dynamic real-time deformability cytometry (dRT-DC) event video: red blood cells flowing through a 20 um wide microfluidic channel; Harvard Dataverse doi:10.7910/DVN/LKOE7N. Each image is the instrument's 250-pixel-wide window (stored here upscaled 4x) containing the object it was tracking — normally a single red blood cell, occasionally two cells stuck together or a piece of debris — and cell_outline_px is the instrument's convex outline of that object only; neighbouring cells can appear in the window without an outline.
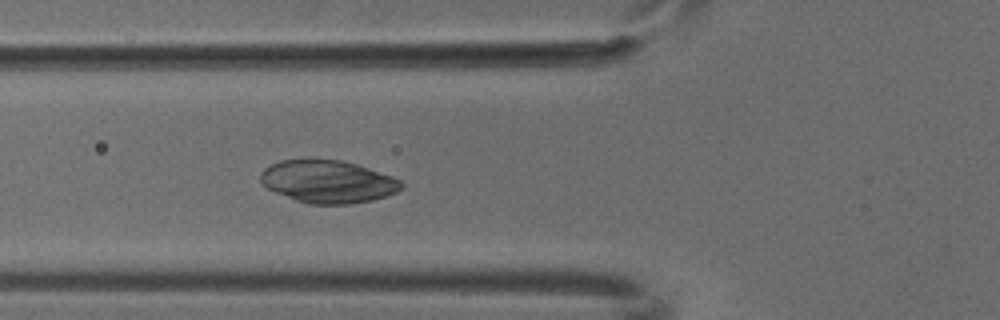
{"species": "common noctule bat (a hibernating species)", "species_latin": "Nyctalus noctula", "temperature_condition": "cold", "stored_images_in_passage": 4, "camera_frame_rate_fps": 3000, "um_per_image_px": 0.085, "animal": {"sex": "male", "body_mass_g": 18.8}, "frame": {"image": 1, "passage_image": 4, "time_ms": 1.0, "image_size_px": [1000, 320], "cell_outline_px": [[404, 188], [396, 192], [372, 200], [348, 204], [308, 204], [296, 200], [276, 192], [268, 188], [260, 180], [260, 172], [264, 168], [280, 160], [304, 156], [308, 156], [340, 160], [356, 164], [392, 176], [400, 180], [404, 184]], "centroid_in_image_um": [27.84, 15.39], "position_along_channel_um": 98.0, "area_um2": 35.6}}